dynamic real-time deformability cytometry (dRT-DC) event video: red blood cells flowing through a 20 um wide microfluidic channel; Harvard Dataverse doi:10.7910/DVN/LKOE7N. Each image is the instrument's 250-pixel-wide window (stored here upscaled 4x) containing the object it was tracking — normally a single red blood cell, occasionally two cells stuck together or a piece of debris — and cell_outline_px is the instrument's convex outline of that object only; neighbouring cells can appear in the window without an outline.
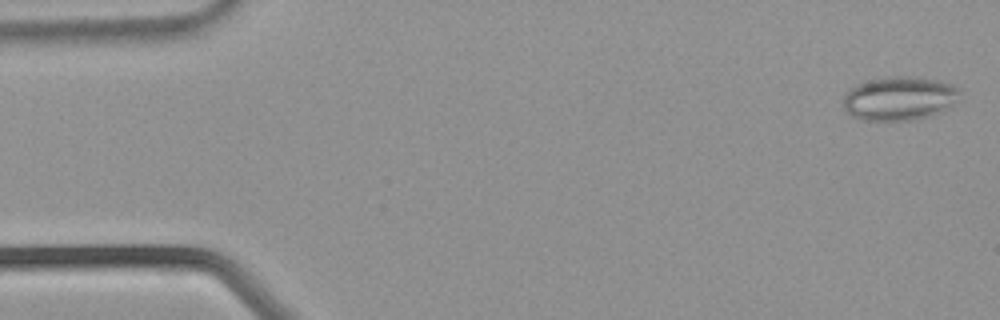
{"species": "common noctule bat (a hibernating species)", "species_latin": "Nyctalus noctula", "temperature_condition": "warm", "stored_images_in_passage": 37, "camera_frame_rate_fps": 3000, "um_per_image_px": 0.085, "animal": {"sex": "male", "body_mass_g": 21.5, "forearm_length_mm": 52.0}, "frame": {"image": 1, "passage_image": 1, "time_ms": 0.0, "image_size_px": [1000, 320], "cell_outline_px": [[960, 100], [940, 112], [928, 116], [908, 120], [860, 120], [852, 116], [844, 108], [844, 92], [856, 84], [868, 80], [888, 76], [908, 76], [936, 80], [952, 84], [960, 88]], "centroid_in_image_um": [76.45, 8.35], "position_along_channel_um": 8.6, "area_um2": 29.94}}
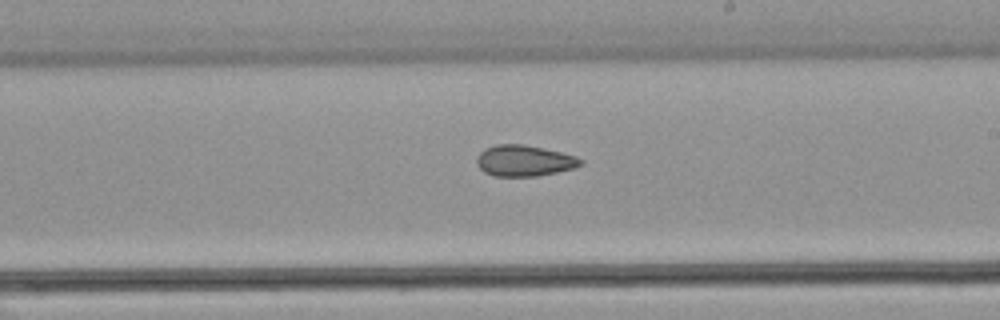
{"frame": {"image": 2, "passage_image": 21, "time_ms": 6.667, "image_size_px": [1000, 320], "cell_outline_px": [[584, 164], [576, 168], [536, 176], [492, 176], [484, 172], [476, 164], [476, 156], [484, 148], [496, 144], [524, 144], [560, 152], [576, 156], [584, 160]], "centroid_in_image_um": [44.55, 13.66], "position_along_channel_um": 244.4, "area_um2": 19.02}}
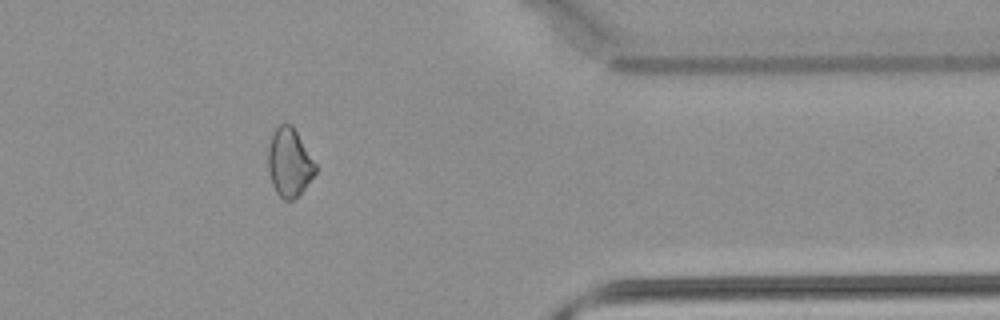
{"frame": {"image": 3, "passage_image": 30, "time_ms": 9.667, "image_size_px": [1000, 320], "cell_outline_px": [[316, 172], [300, 196], [292, 200], [284, 200], [276, 192], [272, 184], [268, 168], [268, 148], [272, 132], [276, 124], [292, 124], [316, 164]], "centroid_in_image_um": [24.59, 13.81], "position_along_channel_um": 386.8, "area_um2": 19.07}}